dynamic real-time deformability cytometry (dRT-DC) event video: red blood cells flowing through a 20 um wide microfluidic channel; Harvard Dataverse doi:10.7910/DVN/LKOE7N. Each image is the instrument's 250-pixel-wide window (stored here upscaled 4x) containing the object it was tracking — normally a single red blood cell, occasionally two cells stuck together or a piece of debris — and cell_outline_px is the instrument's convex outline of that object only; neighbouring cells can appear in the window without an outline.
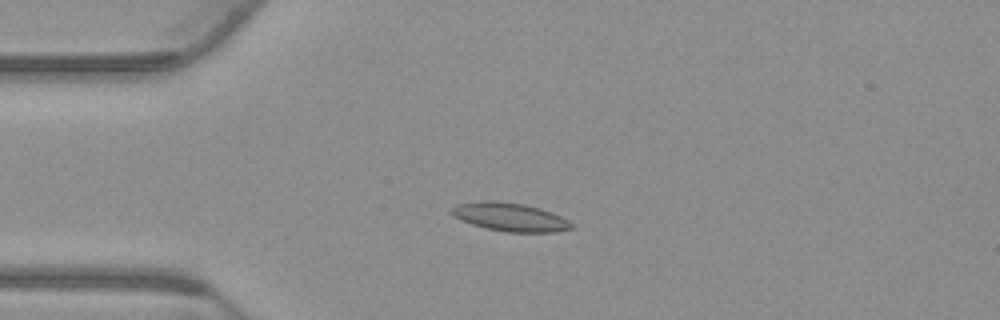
{"species": "common noctule bat (a hibernating species)", "species_latin": "Nyctalus noctula", "temperature_condition": "warm", "stored_images_in_passage": 54, "camera_frame_rate_fps": 3000, "um_per_image_px": 0.085, "animal": {"sex": "male", "body_mass_g": 23.1, "forearm_length_mm": 52.7}, "frame": {"image": 1, "passage_image": 13, "time_ms": 4.0, "image_size_px": [1000, 320], "cell_outline_px": [[572, 228], [556, 232], [508, 232], [488, 228], [472, 224], [460, 220], [452, 216], [448, 212], [456, 204], [476, 200], [496, 200], [524, 204], [540, 208], [552, 212], [568, 220], [572, 224]], "centroid_in_image_um": [43.29, 18.42], "position_along_channel_um": 41.7, "area_um2": 20.06}}
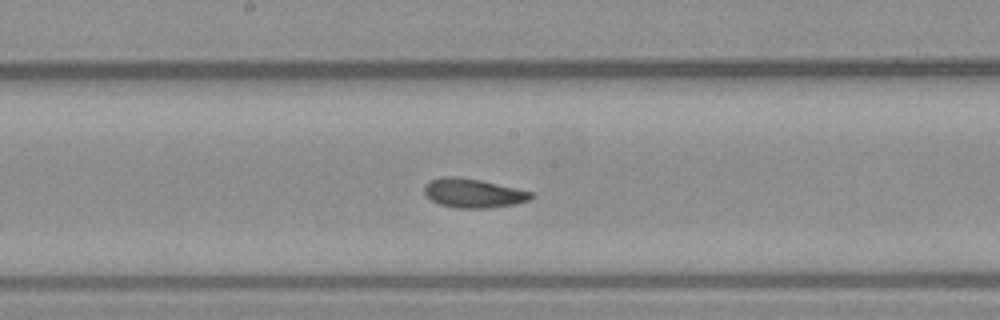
{"frame": {"image": 2, "passage_image": 28, "time_ms": 9.0, "image_size_px": [1000, 320], "cell_outline_px": [[536, 196], [532, 200], [516, 204], [488, 208], [456, 208], [440, 204], [432, 200], [424, 192], [424, 184], [428, 180], [444, 176], [456, 176], [480, 180], [516, 188], [532, 192]], "centroid_in_image_um": [40.25, 16.42], "position_along_channel_um": 208.0, "area_um2": 18.26}}
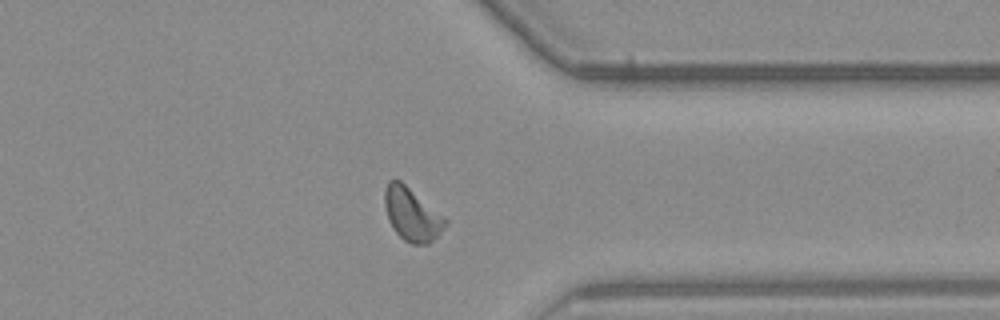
{"frame": {"image": 3, "passage_image": 42, "time_ms": 13.667, "image_size_px": [1000, 320], "cell_outline_px": [[448, 224], [428, 244], [412, 244], [404, 240], [392, 228], [388, 220], [384, 204], [384, 192], [388, 180], [400, 180], [444, 216], [448, 220]], "centroid_in_image_um": [35.0, 18.22], "position_along_channel_um": 376.4, "area_um2": 18.67}, "authors_computed_cell_mechanics": {"area_um2": 18.2359, "velocity_mm_per_s": 3.7586, "shape_relaxation_time_tau1_ms": 6.1976, "shape_relaxation_time_tau2_ms": 1.8134, "deformation_change_tau1": 0.1098, "deformation_change_tau2": 0.0596}}